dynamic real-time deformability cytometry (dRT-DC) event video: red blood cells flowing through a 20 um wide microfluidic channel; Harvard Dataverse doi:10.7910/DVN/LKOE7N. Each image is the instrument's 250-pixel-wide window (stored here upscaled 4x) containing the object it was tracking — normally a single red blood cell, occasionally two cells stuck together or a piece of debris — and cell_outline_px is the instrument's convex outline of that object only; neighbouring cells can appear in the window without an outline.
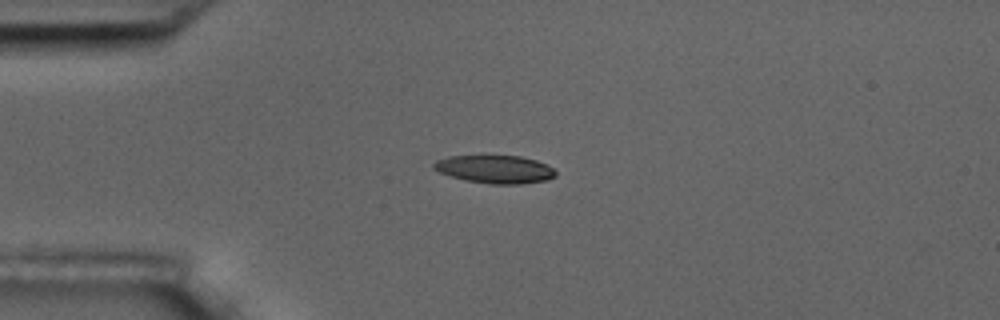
{"species": "common noctule bat (a hibernating species)", "species_latin": "Nyctalus noctula", "temperature_condition": "room temperature", "stored_images_in_passage": 7, "camera_frame_rate_fps": 3000, "um_per_image_px": 0.085, "animal": {"sex": "male", "body_mass_g": 17.5, "forearm_length_mm": 52.3}, "frame": {"image": 1, "passage_image": 4, "time_ms": 3.333, "image_size_px": [1000, 320], "cell_outline_px": [[556, 176], [548, 180], [520, 184], [488, 184], [464, 180], [440, 172], [432, 168], [432, 164], [436, 160], [448, 156], [480, 152], [484, 152], [520, 156], [536, 160], [552, 168], [556, 172]], "centroid_in_image_um": [42.01, 14.33], "position_along_channel_um": 43.0, "area_um2": 20.98}}